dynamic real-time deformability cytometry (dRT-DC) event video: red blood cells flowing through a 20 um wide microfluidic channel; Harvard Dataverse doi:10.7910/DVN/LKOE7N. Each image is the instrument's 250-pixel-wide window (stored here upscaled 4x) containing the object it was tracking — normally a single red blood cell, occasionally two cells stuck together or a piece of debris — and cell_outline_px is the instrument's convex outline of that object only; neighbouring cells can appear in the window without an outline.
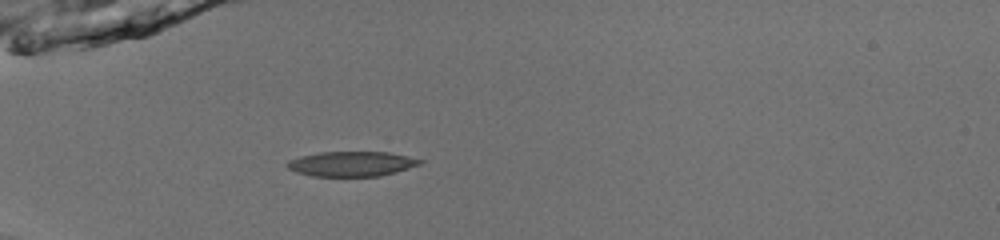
{"species": "common noctule bat (a hibernating species)", "species_latin": "Nyctalus noctula", "temperature_condition": "room temperature", "stored_images_in_passage": 30, "camera_frame_rate_fps": 3000, "um_per_image_px": 0.085, "animal": {"sex": "male", "body_mass_g": 13.0, "forearm_length_mm": 53.1}, "frame": {"image": 1, "passage_image": 1, "time_ms": 0.0, "image_size_px": [1000, 240], "cell_outline_px": [[424, 160], [420, 164], [396, 172], [380, 176], [312, 176], [296, 172], [288, 168], [284, 164], [288, 160], [300, 156], [320, 152], [388, 152], [408, 156]], "centroid_in_image_um": [29.86, 13.92], "position_along_channel_um": 55.1, "area_um2": 19.31}}
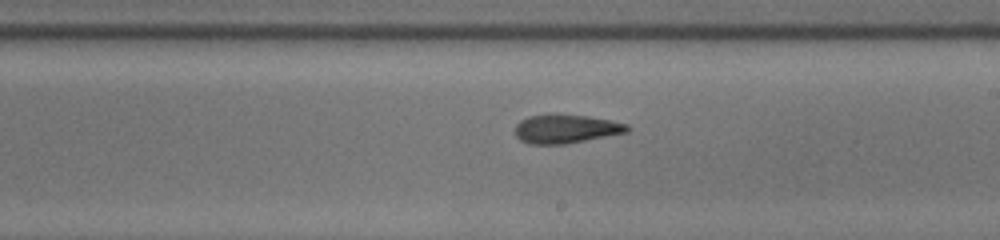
{"frame": {"image": 2, "passage_image": 16, "time_ms": 5.0, "image_size_px": [1000, 240], "cell_outline_px": [[632, 128], [628, 132], [564, 144], [532, 144], [520, 140], [516, 136], [516, 124], [520, 120], [528, 116], [588, 116], [628, 124]], "centroid_in_image_um": [48.12, 10.98], "position_along_channel_um": 240.9, "area_um2": 18.21}}
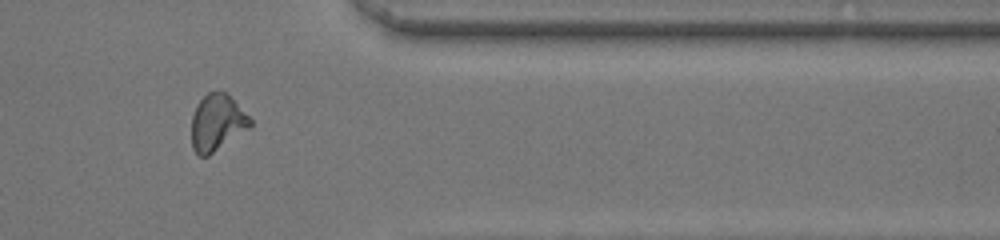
{"frame": {"image": 3, "passage_image": 28, "time_ms": 9.0, "image_size_px": [1000, 240], "cell_outline_px": [[252, 124], [248, 128], [208, 156], [200, 156], [192, 148], [192, 116], [196, 104], [208, 92], [228, 92], [252, 120]], "centroid_in_image_um": [18.44, 10.4], "position_along_channel_um": 393.0, "area_um2": 19.13}, "authors_computed_cell_mechanics": {"area_um2": 19.3919, "velocity_mm_per_s": 3.997, "shape_relaxation_time_tau1_ms": 5.9972, "shape_relaxation_time_tau2_ms": 1.715, "deformation_change_tau1": 0.1943, "deformation_change_tau2": 0.0995}}